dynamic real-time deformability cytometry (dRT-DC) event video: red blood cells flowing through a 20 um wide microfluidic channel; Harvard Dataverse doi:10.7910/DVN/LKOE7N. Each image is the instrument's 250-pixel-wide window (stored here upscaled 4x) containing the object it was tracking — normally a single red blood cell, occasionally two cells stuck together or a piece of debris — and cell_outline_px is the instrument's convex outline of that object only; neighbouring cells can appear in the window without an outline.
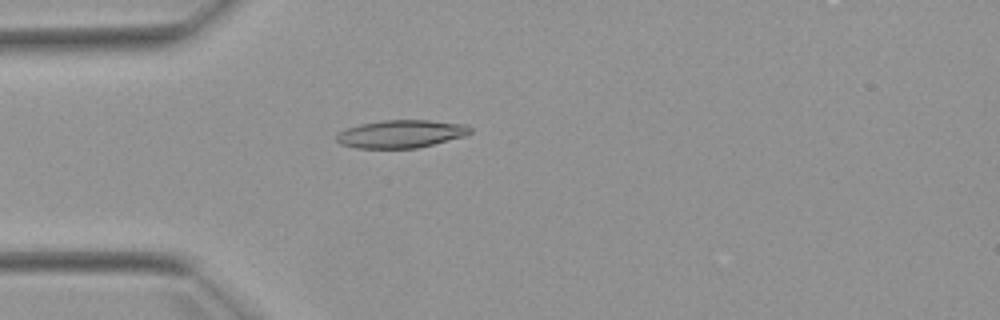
{"species": "Egyptian fruit bat (a non-hibernating species)", "species_latin": "Rousettus aegyptiacus", "temperature_condition": "warm", "stored_images_in_passage": 5, "camera_frame_rate_fps": 3000, "um_per_image_px": 0.085, "animal": {"sex": "female"}, "frame": {"image": 1, "passage_image": 5, "time_ms": 4.667, "image_size_px": [1000, 320], "cell_outline_px": [[472, 132], [464, 136], [416, 148], [356, 148], [340, 144], [336, 140], [336, 136], [340, 132], [348, 128], [360, 124], [380, 120], [428, 120], [468, 124], [472, 128]], "centroid_in_image_um": [34.1, 11.37], "position_along_channel_um": 50.9, "area_um2": 21.68}}